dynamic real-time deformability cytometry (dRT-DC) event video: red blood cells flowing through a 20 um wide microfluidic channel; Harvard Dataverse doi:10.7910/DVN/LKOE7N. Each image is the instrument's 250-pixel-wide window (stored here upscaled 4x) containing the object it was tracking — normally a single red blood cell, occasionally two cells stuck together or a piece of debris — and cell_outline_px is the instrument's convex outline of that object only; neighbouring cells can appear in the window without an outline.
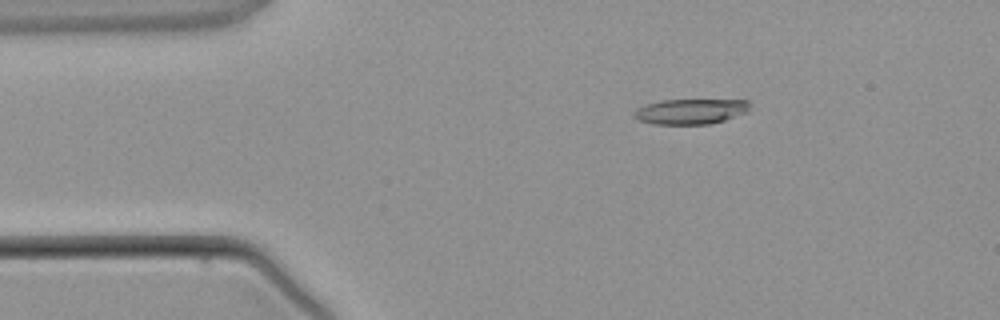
{"species": "common noctule bat (a hibernating species)", "species_latin": "Nyctalus noctula", "temperature_condition": "warm", "stored_images_in_passage": 3, "camera_frame_rate_fps": 3000, "um_per_image_px": 0.085, "animal": {"sex": "male", "body_mass_g": 21.5, "forearm_length_mm": 52.0}, "frame": {"image": 1, "passage_image": 2, "time_ms": 1.333, "image_size_px": [1000, 320], "cell_outline_px": [[748, 112], [724, 120], [708, 124], [656, 124], [640, 120], [632, 116], [632, 112], [636, 108], [660, 100], [748, 100]], "centroid_in_image_um": [58.67, 9.47], "position_along_channel_um": 26.3, "area_um2": 16.94}}